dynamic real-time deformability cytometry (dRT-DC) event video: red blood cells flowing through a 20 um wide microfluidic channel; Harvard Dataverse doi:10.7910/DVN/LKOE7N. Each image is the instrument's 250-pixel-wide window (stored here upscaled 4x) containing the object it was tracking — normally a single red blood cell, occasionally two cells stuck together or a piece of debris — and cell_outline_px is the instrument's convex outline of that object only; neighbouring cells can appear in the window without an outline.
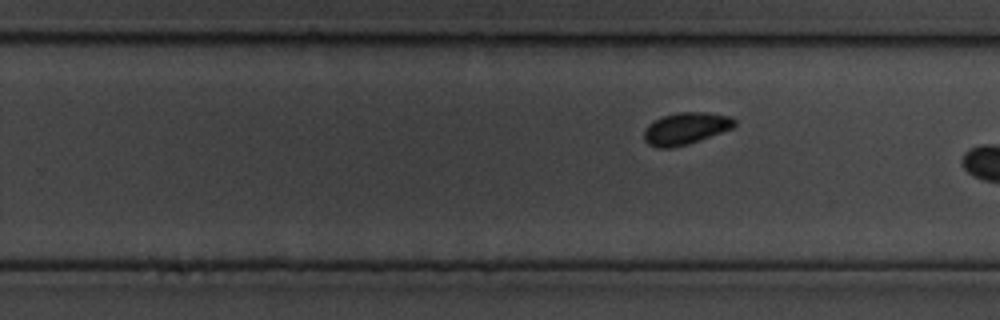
{"species": "common noctule bat (a hibernating species)", "species_latin": "Nyctalus noctula", "temperature_condition": "cold", "stored_images_in_passage": 16, "segment_of_instrument_passage": [2, 2], "camera_frame_rate_fps": 3000, "um_per_image_px": 0.085, "animal": {"sex": "male", "body_mass_g": 19.5, "forearm_length_mm": 54.6}, "frame": {"image": 1, "passage_image": 16, "time_ms": 5.0, "image_size_px": [1000, 320], "cell_outline_px": [[736, 124], [732, 128], [700, 140], [688, 144], [672, 148], [656, 148], [648, 144], [644, 140], [644, 128], [652, 120], [676, 112], [708, 112], [728, 116], [736, 120]], "centroid_in_image_um": [58.24, 10.92], "position_along_channel_um": 271.6, "area_um2": 16.99}}